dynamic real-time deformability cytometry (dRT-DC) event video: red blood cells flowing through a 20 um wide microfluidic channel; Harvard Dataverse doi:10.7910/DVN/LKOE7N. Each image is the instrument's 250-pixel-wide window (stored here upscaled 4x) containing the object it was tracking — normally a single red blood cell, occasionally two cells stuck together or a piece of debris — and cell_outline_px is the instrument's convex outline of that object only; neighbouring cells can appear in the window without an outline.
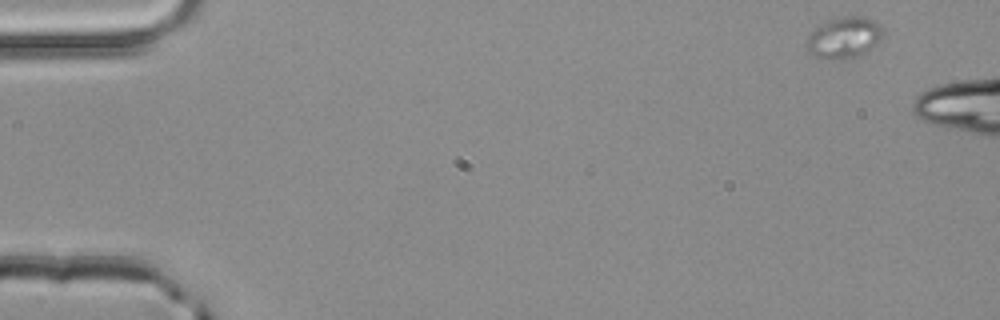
{"species": "common noctule bat (a hibernating species)", "species_latin": "Nyctalus noctula", "temperature_condition": "room temperature", "stored_images_in_passage": 8, "camera_frame_rate_fps": 3000, "um_per_image_px": 0.085, "animal": {"sex": "male", "body_mass_g": 20.4}, "frame": {"image": 1, "passage_image": 1, "time_ms": 0.0, "image_size_px": [1000, 320], "cell_outline_px": [[884, 36], [868, 52], [856, 56], [832, 60], [828, 60], [812, 56], [808, 52], [808, 36], [824, 20], [840, 16], [864, 16], [876, 20], [884, 28]], "centroid_in_image_um": [71.79, 3.17], "position_along_channel_um": 13.2, "area_um2": 18.79}}